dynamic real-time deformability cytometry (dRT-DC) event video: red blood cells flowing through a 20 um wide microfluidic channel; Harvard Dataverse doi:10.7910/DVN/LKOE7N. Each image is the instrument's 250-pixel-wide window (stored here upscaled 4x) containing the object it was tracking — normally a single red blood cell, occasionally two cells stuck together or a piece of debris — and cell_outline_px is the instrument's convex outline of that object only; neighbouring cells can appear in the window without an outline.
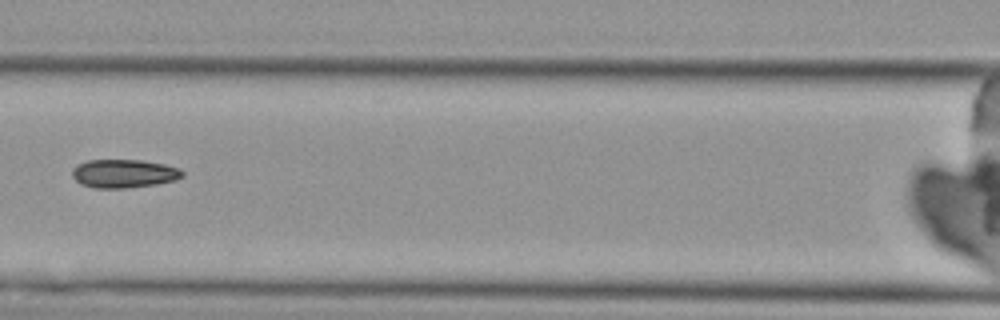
{"species": "Egyptian fruit bat (a non-hibernating species)", "species_latin": "Rousettus aegyptiacus", "temperature_condition": "cold", "stored_images_in_passage": 8, "camera_frame_rate_fps": 3000, "um_per_image_px": 0.085, "animal": {"sex": "female"}, "frame": {"image": 1, "passage_image": 8, "time_ms": 8.333, "image_size_px": [1000, 320], "cell_outline_px": [[184, 176], [176, 180], [156, 184], [124, 188], [96, 188], [80, 184], [72, 176], [72, 168], [76, 164], [88, 160], [140, 160], [164, 164], [180, 168], [184, 172]], "centroid_in_image_um": [10.53, 14.75], "position_along_channel_um": 156.1, "area_um2": 18.38}}